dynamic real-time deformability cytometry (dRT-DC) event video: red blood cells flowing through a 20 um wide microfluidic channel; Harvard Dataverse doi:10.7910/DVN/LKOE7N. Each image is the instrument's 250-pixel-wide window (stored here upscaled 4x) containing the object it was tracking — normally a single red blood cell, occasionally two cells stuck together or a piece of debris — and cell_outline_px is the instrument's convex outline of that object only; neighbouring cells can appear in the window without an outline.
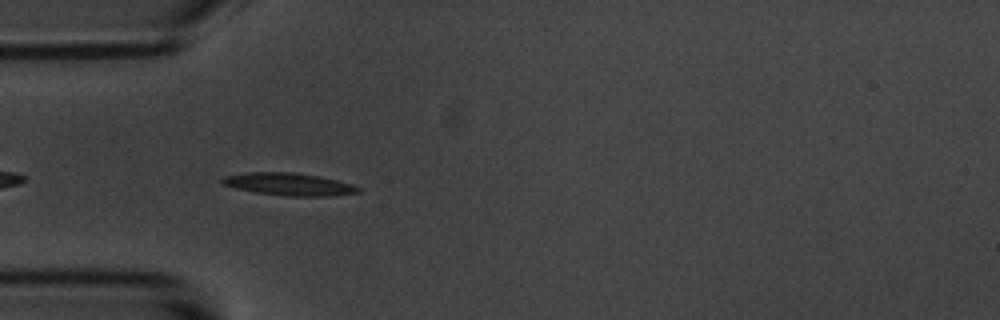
{"species": "common noctule bat (a hibernating species)", "species_latin": "Nyctalus noctula", "temperature_condition": "room temperature", "stored_images_in_passage": 44, "camera_frame_rate_fps": 3000, "um_per_image_px": 0.085, "animal": {"sex": "male", "body_mass_g": 20.1, "forearm_length_mm": 53.5}, "frame": {"image": 1, "passage_image": 4, "time_ms": 1.0, "image_size_px": [1000, 320], "cell_outline_px": [[360, 192], [332, 196], [288, 196], [256, 192], [236, 188], [224, 184], [220, 180], [224, 176], [248, 172], [292, 172], [316, 176], [336, 180], [360, 188]], "centroid_in_image_um": [24.53, 15.66], "position_along_channel_um": 60.5, "area_um2": 17.46}}
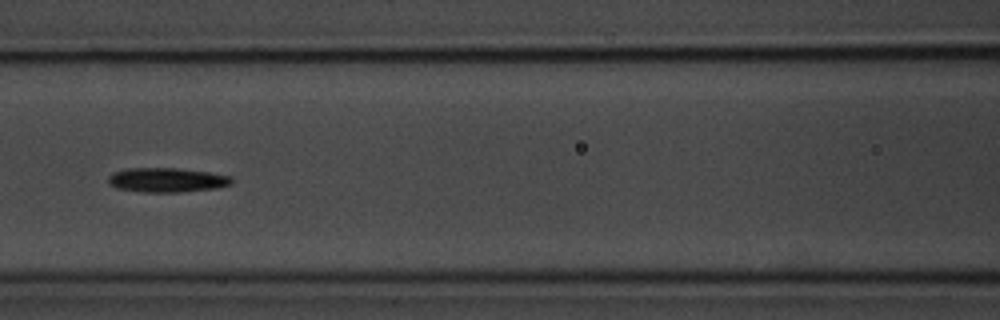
{"frame": {"image": 2, "passage_image": 12, "time_ms": 3.667, "image_size_px": [1000, 320], "cell_outline_px": [[232, 184], [216, 188], [176, 192], [144, 192], [116, 188], [108, 184], [108, 176], [112, 172], [128, 168], [176, 168], [208, 172], [228, 176], [232, 180]], "centroid_in_image_um": [14.12, 15.29], "position_along_channel_um": 152.5, "area_um2": 17.46}}
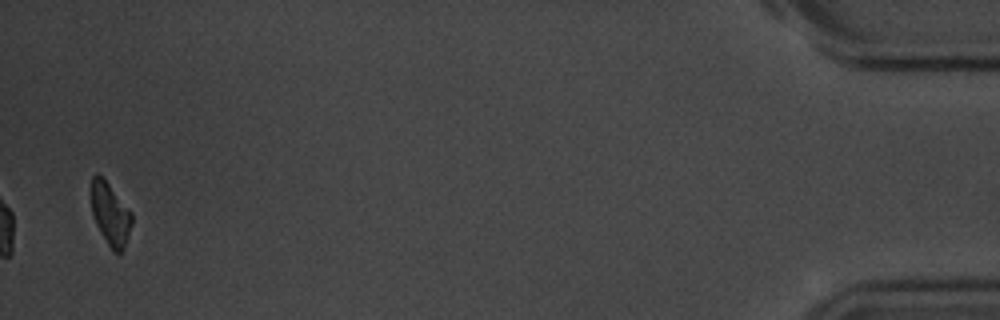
{"frame": {"image": 3, "passage_image": 43, "time_ms": 14.0, "image_size_px": [1000, 320], "cell_outline_px": [[132, 224], [124, 248], [120, 256], [112, 252], [96, 224], [92, 212], [92, 176], [96, 172], [108, 184], [132, 212]], "centroid_in_image_um": [9.4, 18.26], "position_along_channel_um": 425.8, "area_um2": 14.62}, "authors_computed_cell_mechanics": {"area_um2": 16.5597, "velocity_mm_per_s": 3.5001, "shape_relaxation_time_tau1_ms": 2.4472, "shape_relaxation_time_tau2_ms": null, "deformation_change_tau1": 0.1121, "deformation_change_tau2": null}}